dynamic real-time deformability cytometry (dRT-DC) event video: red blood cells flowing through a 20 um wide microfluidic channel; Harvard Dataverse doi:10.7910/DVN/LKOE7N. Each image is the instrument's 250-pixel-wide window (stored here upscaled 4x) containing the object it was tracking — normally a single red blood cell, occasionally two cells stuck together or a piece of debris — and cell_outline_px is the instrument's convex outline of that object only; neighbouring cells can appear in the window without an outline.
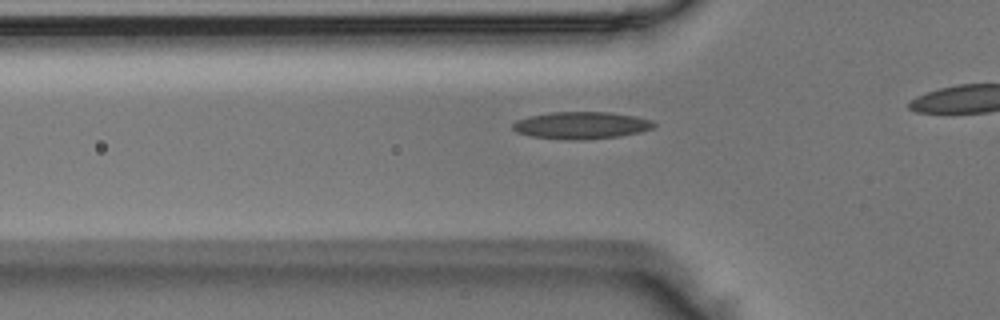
{"species": "Egyptian fruit bat (a non-hibernating species)", "species_latin": "Rousettus aegyptiacus", "temperature_condition": "room temperature", "stored_images_in_passage": 21, "camera_frame_rate_fps": 3000, "um_per_image_px": 0.085, "animal": {"sex": "male"}, "frame": {"image": 1, "passage_image": 3, "time_ms": 0.667, "image_size_px": [1000, 320], "cell_outline_px": [[656, 124], [652, 128], [640, 132], [620, 136], [584, 140], [568, 140], [528, 136], [516, 132], [512, 128], [512, 124], [516, 120], [532, 116], [552, 112], [608, 112], [636, 116], [652, 120]], "centroid_in_image_um": [49.4, 10.66], "position_along_channel_um": 76.4, "area_um2": 22.43}}
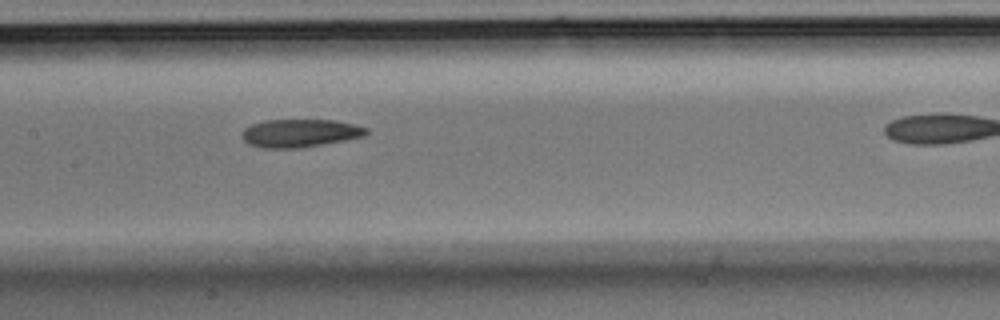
{"frame": {"image": 2, "passage_image": 11, "time_ms": 3.333, "image_size_px": [1000, 320], "cell_outline_px": [[368, 132], [364, 136], [344, 140], [300, 148], [260, 148], [248, 144], [240, 136], [244, 128], [252, 124], [264, 120], [332, 120], [352, 124], [368, 128]], "centroid_in_image_um": [25.44, 11.32], "position_along_channel_um": 182.0, "area_um2": 20.29}}
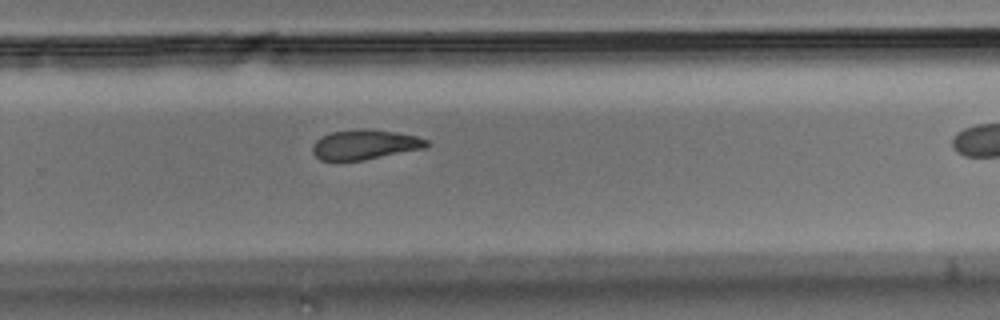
{"frame": {"image": 3, "passage_image": 20, "time_ms": 6.333, "image_size_px": [1000, 320], "cell_outline_px": [[432, 144], [428, 148], [364, 160], [320, 160], [312, 152], [312, 148], [316, 140], [320, 136], [328, 132], [360, 128], [364, 128], [396, 132], [416, 136], [428, 140]], "centroid_in_image_um": [31.05, 12.28], "position_along_channel_um": 298.8, "area_um2": 20.17}}